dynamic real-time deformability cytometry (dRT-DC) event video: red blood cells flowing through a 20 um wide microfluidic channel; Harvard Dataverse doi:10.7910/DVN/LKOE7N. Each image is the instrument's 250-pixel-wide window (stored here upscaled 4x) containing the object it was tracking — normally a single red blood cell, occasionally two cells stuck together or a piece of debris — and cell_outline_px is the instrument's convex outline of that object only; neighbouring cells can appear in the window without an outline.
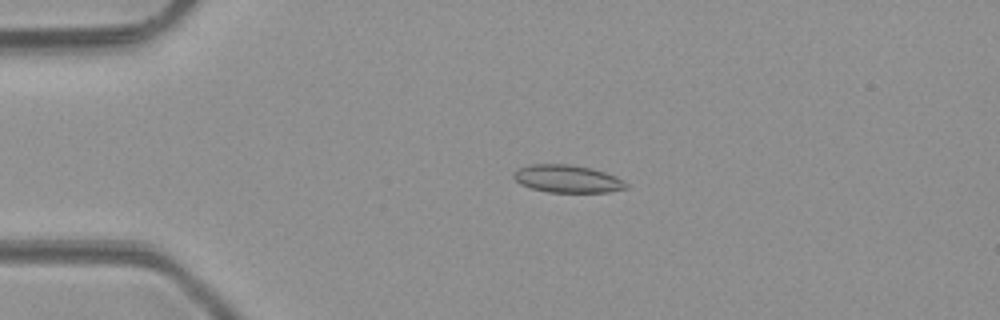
{"species": "common noctule bat (a hibernating species)", "species_latin": "Nyctalus noctula", "temperature_condition": "room temperature", "stored_images_in_passage": 5, "camera_frame_rate_fps": 3000, "um_per_image_px": 0.085, "animal": {"sex": "male", "body_mass_g": 23.1, "forearm_length_mm": 52.7}, "frame": {"image": 1, "passage_image": 4, "time_ms": 3.333, "image_size_px": [1000, 320], "cell_outline_px": [[628, 188], [608, 192], [548, 192], [532, 188], [520, 184], [512, 176], [520, 168], [528, 164], [572, 164], [592, 168], [616, 176], [628, 184]], "centroid_in_image_um": [48.25, 15.19], "position_along_channel_um": 36.8, "area_um2": 18.09}}